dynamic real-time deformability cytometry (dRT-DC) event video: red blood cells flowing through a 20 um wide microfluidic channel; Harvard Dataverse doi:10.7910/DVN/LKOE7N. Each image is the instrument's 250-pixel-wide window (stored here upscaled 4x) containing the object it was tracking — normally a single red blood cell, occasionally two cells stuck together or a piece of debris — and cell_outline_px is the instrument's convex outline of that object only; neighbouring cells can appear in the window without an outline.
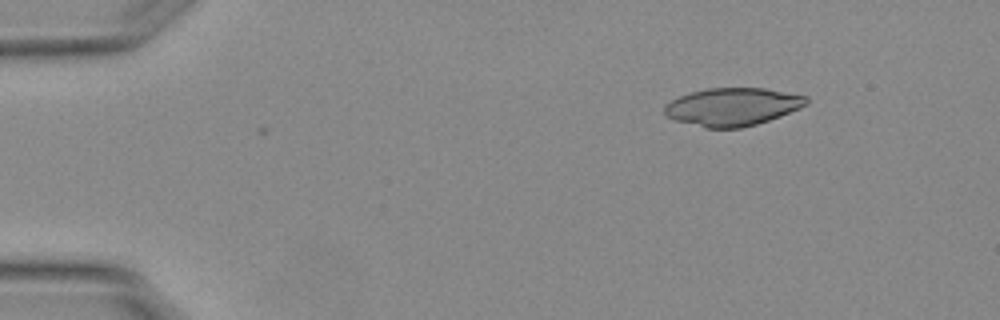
{"species": "Egyptian fruit bat (a non-hibernating species)", "species_latin": "Rousettus aegyptiacus", "temperature_condition": "warm", "stored_images_in_passage": 4, "camera_frame_rate_fps": 3000, "um_per_image_px": 0.085, "animal": {"sex": "female"}, "frame": {"image": 1, "passage_image": 4, "time_ms": 1.0, "image_size_px": [1000, 320], "cell_outline_px": [[808, 104], [800, 108], [780, 116], [756, 124], [740, 128], [704, 128], [676, 120], [668, 116], [664, 112], [664, 104], [680, 96], [692, 92], [708, 88], [764, 88], [808, 96]], "centroid_in_image_um": [62.27, 9.08], "position_along_channel_um": 22.7, "area_um2": 31.21}}